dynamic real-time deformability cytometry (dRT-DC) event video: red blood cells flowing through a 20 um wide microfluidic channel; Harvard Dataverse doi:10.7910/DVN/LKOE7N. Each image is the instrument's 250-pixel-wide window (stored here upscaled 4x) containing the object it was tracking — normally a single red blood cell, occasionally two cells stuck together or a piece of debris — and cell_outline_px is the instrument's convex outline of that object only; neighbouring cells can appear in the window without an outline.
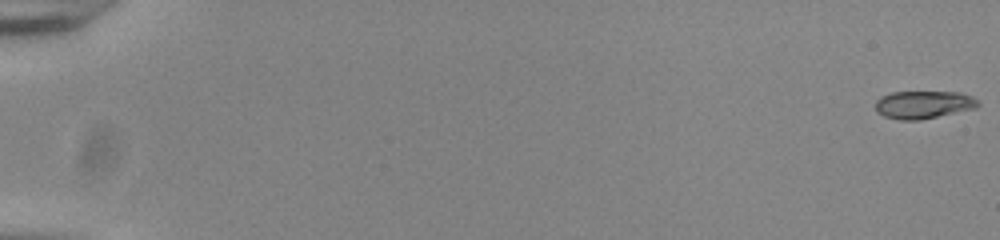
{"species": "common noctule bat (a hibernating species)", "species_latin": "Nyctalus noctula", "temperature_condition": "room temperature", "stored_images_in_passage": 21, "camera_frame_rate_fps": 3000, "um_per_image_px": 0.085, "animal": {"sex": "male", "body_mass_g": 20.0, "forearm_length_mm": 53.3}, "frame": {"image": 1, "passage_image": 1, "time_ms": 0.0, "image_size_px": [1000, 240], "cell_outline_px": [[980, 104], [976, 108], [920, 120], [900, 120], [884, 116], [876, 112], [876, 100], [880, 96], [892, 92], [960, 92], [972, 96]], "centroid_in_image_um": [78.48, 8.89], "position_along_channel_um": 6.5, "area_um2": 16.65}}